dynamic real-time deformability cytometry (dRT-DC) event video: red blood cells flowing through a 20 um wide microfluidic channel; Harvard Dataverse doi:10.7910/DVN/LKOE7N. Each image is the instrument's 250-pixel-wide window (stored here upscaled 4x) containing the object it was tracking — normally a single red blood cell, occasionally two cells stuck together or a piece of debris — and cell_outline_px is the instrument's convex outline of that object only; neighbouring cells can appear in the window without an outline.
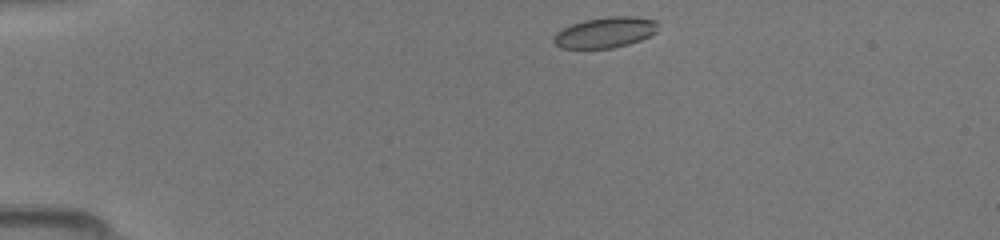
{"species": "common noctule bat (a hibernating species)", "species_latin": "Nyctalus noctula", "temperature_condition": "room temperature", "stored_images_in_passage": 40, "camera_frame_rate_fps": 3000, "um_per_image_px": 0.085, "animal": {"sex": "female", "body_mass_g": 19.5, "forearm_length_mm": 54.1}, "frame": {"image": 1, "passage_image": 1, "time_ms": 0.0, "image_size_px": [1000, 240], "cell_outline_px": [[656, 32], [640, 40], [628, 44], [612, 48], [560, 48], [552, 40], [552, 36], [556, 32], [572, 24], [584, 20], [608, 16], [632, 16], [656, 20]], "centroid_in_image_um": [51.41, 2.75], "position_along_channel_um": 33.6, "area_um2": 18.55}}
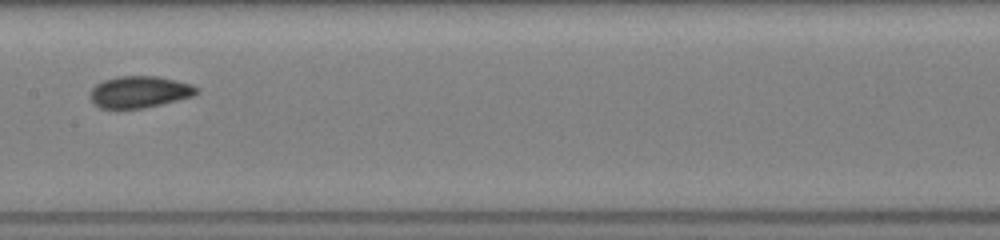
{"frame": {"image": 2, "passage_image": 17, "time_ms": 5.333, "image_size_px": [1000, 240], "cell_outline_px": [[200, 88], [192, 96], [144, 108], [100, 108], [92, 104], [88, 96], [92, 88], [96, 84], [104, 80], [116, 76], [156, 76], [176, 80], [192, 84]], "centroid_in_image_um": [11.8, 7.81], "position_along_channel_um": 195.6, "area_um2": 19.71}}
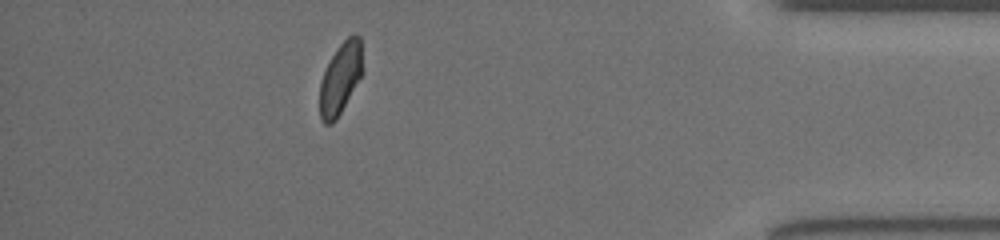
{"frame": {"image": 3, "passage_image": 35, "time_ms": 11.333, "image_size_px": [1000, 240], "cell_outline_px": [[364, 72], [336, 120], [332, 124], [324, 124], [320, 120], [320, 80], [336, 48], [352, 32], [356, 32], [360, 36]], "centroid_in_image_um": [28.96, 6.63], "position_along_channel_um": 406.2, "area_um2": 18.15}}